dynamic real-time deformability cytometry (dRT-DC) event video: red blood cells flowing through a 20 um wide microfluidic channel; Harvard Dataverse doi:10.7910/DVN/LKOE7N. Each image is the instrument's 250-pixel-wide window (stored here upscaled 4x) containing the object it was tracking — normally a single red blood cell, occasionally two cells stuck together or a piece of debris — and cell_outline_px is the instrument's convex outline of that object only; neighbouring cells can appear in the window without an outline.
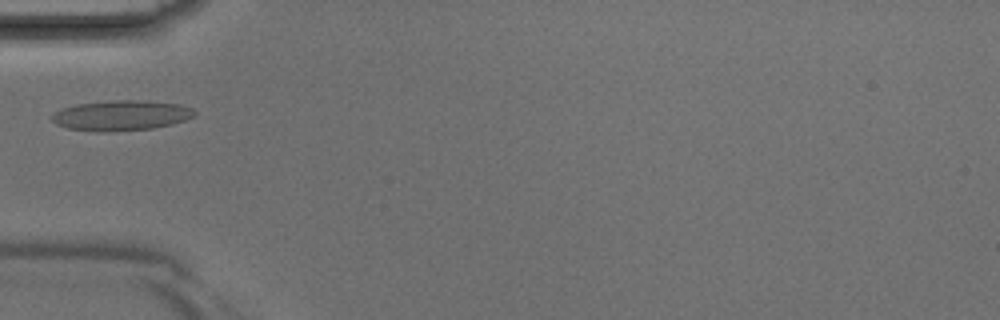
{"species": "Egyptian fruit bat (a non-hibernating species)", "species_latin": "Rousettus aegyptiacus", "temperature_condition": "room temperature", "stored_images_in_passage": 3, "camera_frame_rate_fps": 3000, "um_per_image_px": 0.085, "animal": {"sex": "male"}, "frame": {"image": 1, "passage_image": 3, "time_ms": 0.667, "image_size_px": [1000, 320], "cell_outline_px": [[196, 116], [172, 124], [152, 128], [112, 132], [100, 132], [68, 128], [56, 124], [52, 120], [52, 116], [60, 108], [76, 104], [112, 100], [144, 100], [180, 104], [192, 108], [196, 112]], "centroid_in_image_um": [10.32, 9.81], "position_along_channel_um": 74.7, "area_um2": 25.26}}